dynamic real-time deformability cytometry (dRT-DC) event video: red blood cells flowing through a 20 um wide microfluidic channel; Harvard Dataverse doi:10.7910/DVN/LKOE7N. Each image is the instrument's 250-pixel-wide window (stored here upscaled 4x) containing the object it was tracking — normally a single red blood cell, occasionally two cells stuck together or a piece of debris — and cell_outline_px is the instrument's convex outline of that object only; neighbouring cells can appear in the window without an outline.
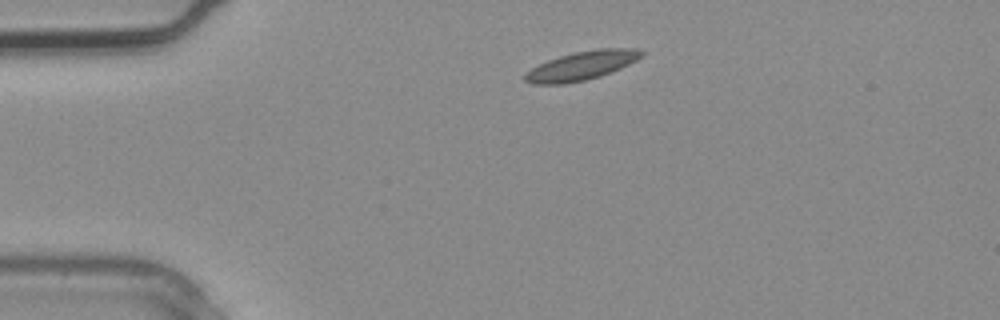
{"species": "common noctule bat (a hibernating species)", "species_latin": "Nyctalus noctula", "temperature_condition": "warm", "stored_images_in_passage": 1, "camera_frame_rate_fps": 3000, "um_per_image_px": 0.085, "animal": {"sex": "male", "body_mass_g": 20.4}, "frame": {"image": 1, "passage_image": 1, "time_ms": 0.0, "image_size_px": [1000, 320], "cell_outline_px": [[644, 56], [612, 72], [600, 76], [584, 80], [564, 84], [532, 84], [524, 80], [524, 76], [532, 68], [548, 60], [560, 56], [576, 52], [600, 48], [636, 48], [644, 52]], "centroid_in_image_um": [49.47, 5.58], "position_along_channel_um": 35.5, "area_um2": 19.36}}